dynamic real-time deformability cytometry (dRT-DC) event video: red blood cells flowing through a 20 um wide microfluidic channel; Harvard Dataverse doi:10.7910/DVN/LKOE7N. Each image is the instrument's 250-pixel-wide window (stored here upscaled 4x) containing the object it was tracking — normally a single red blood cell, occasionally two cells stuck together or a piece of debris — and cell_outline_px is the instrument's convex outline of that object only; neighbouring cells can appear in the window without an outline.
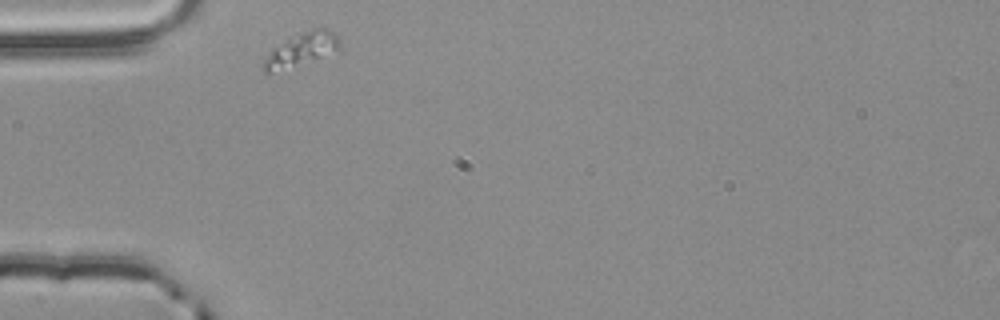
{"species": "common noctule bat (a hibernating species)", "species_latin": "Nyctalus noctula", "temperature_condition": "room temperature", "stored_images_in_passage": 4, "segment_of_instrument_passage": [2, 2], "camera_frame_rate_fps": 3000, "um_per_image_px": 0.085, "animal": {"sex": "male", "body_mass_g": 20.4}, "frame": {"image": 1, "passage_image": 4, "time_ms": 1.0, "image_size_px": [1000, 320], "cell_outline_px": [[340, 48], [320, 56], [272, 72], [264, 72], [264, 60], [272, 48], [288, 36], [296, 32], [312, 28], [328, 28], [336, 32], [340, 40]], "centroid_in_image_um": [25.63, 4.1], "position_along_channel_um": 59.4, "area_um2": 14.45}}